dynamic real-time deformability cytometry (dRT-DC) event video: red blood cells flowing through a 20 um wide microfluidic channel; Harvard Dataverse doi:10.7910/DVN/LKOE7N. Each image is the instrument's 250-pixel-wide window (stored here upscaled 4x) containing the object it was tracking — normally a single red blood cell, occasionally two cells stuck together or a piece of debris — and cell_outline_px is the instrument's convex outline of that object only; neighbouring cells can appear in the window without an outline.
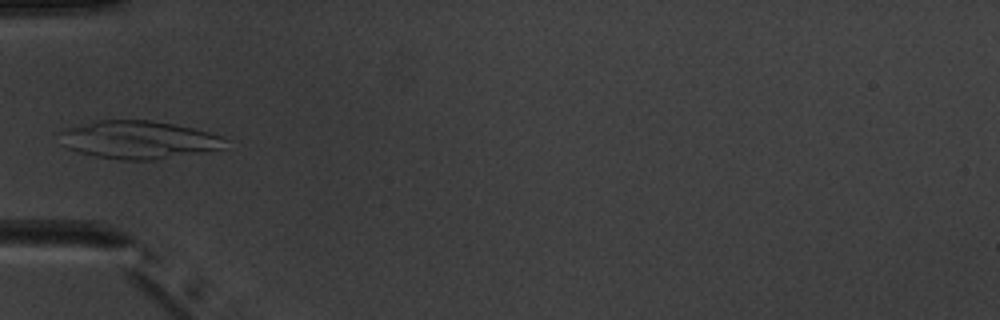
{"species": "common noctule bat (a hibernating species)", "species_latin": "Nyctalus noctula", "temperature_condition": "warm", "stored_images_in_passage": 6, "camera_frame_rate_fps": 3000, "um_per_image_px": 0.085, "animal": {"sex": "male", "body_mass_g": 20.1, "forearm_length_mm": 53.5}, "frame": {"image": 1, "passage_image": 6, "time_ms": 6.0, "image_size_px": [1000, 320], "cell_outline_px": [[228, 140], [224, 148], [204, 152], [156, 160], [120, 160], [96, 156], [80, 152], [68, 148], [60, 144], [60, 132], [64, 128], [96, 120], [152, 120], [192, 128], [208, 132], [220, 136]], "centroid_in_image_um": [11.76, 11.88], "position_along_channel_um": 73.2, "area_um2": 36.76}}